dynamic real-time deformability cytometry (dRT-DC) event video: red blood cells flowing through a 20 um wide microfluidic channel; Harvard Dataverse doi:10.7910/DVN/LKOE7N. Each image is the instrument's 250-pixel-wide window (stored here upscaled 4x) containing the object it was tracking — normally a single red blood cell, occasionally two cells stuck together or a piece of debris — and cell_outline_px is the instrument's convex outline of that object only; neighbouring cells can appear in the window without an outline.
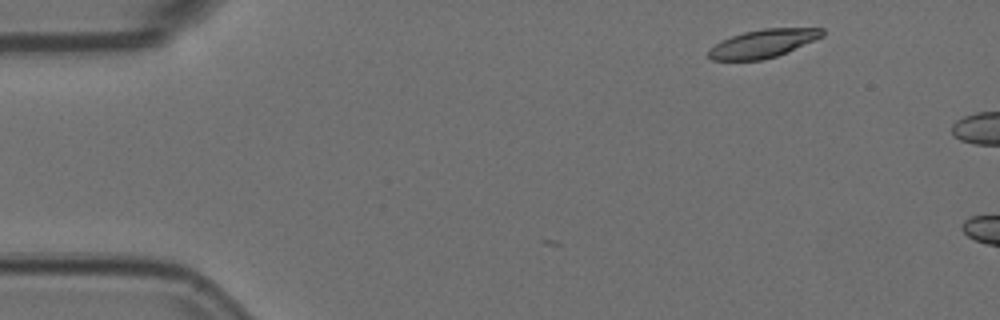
{"species": "Egyptian fruit bat (a non-hibernating species)", "species_latin": "Rousettus aegyptiacus", "temperature_condition": "room temperature", "stored_images_in_passage": 3, "camera_frame_rate_fps": 3000, "um_per_image_px": 0.085, "animal": {"sex": "female"}, "frame": {"image": 1, "passage_image": 3, "time_ms": 0.667, "image_size_px": [1000, 320], "cell_outline_px": [[824, 36], [776, 56], [760, 60], [712, 60], [708, 56], [708, 48], [720, 40], [744, 32], [764, 28], [824, 28]], "centroid_in_image_um": [64.82, 3.69], "position_along_channel_um": 20.2, "area_um2": 18.61}}